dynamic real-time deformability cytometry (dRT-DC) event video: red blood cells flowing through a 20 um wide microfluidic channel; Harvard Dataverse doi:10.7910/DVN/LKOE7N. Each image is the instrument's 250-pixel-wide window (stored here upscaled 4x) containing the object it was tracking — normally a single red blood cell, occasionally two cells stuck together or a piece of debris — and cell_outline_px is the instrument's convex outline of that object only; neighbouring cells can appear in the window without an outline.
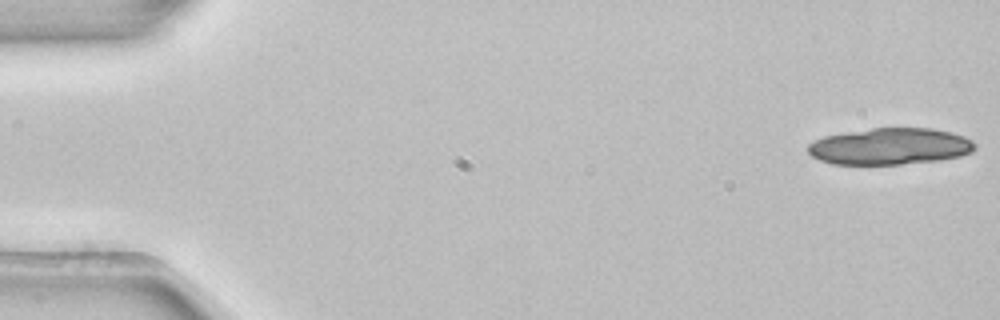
{"species": "common noctule bat (a hibernating species)", "species_latin": "Nyctalus noctula", "temperature_condition": "room temperature", "stored_images_in_passage": 6, "camera_frame_rate_fps": 3000, "um_per_image_px": 0.085, "animal": {"sex": "female", "body_mass_g": 22.7, "forearm_length_mm": 54.2}, "frame": {"image": 1, "passage_image": 1, "time_ms": 0.0, "image_size_px": [1000, 320], "cell_outline_px": [[976, 148], [972, 152], [960, 156], [940, 160], [900, 164], [832, 164], [820, 160], [812, 156], [808, 152], [808, 144], [812, 140], [824, 136], [872, 128], [932, 128], [964, 136], [972, 140], [976, 144]], "centroid_in_image_um": [75.65, 12.44], "position_along_channel_um": 9.3, "area_um2": 35.6}}